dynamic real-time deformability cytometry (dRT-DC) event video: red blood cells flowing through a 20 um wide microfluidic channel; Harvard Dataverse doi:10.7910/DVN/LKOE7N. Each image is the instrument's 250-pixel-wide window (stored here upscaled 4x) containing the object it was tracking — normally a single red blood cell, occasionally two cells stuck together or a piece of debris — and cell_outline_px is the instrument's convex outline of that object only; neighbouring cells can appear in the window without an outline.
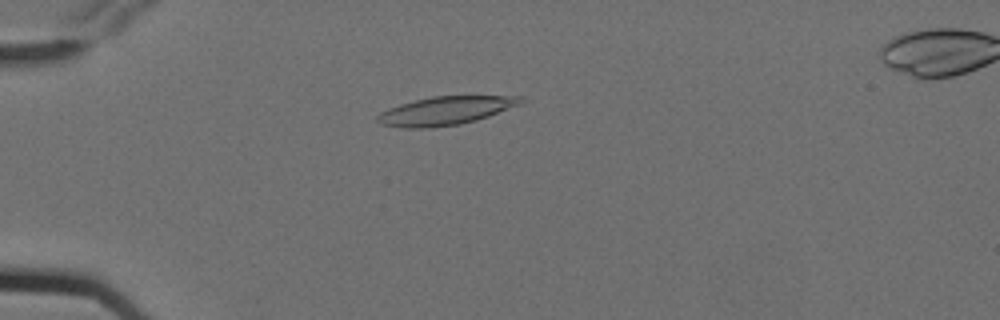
{"species": "Egyptian fruit bat (a non-hibernating species)", "species_latin": "Rousettus aegyptiacus", "temperature_condition": "cold", "stored_images_in_passage": 5, "camera_frame_rate_fps": 3000, "um_per_image_px": 0.085, "animal": {"sex": "female"}, "frame": {"image": 1, "passage_image": 5, "time_ms": 1.333, "image_size_px": [1000, 320], "cell_outline_px": [[524, 100], [520, 104], [488, 116], [476, 120], [460, 124], [432, 128], [404, 128], [380, 124], [376, 120], [376, 116], [380, 112], [388, 108], [400, 104], [432, 96], [520, 96]], "centroid_in_image_um": [37.81, 9.42], "position_along_channel_um": 47.2, "area_um2": 23.64}}